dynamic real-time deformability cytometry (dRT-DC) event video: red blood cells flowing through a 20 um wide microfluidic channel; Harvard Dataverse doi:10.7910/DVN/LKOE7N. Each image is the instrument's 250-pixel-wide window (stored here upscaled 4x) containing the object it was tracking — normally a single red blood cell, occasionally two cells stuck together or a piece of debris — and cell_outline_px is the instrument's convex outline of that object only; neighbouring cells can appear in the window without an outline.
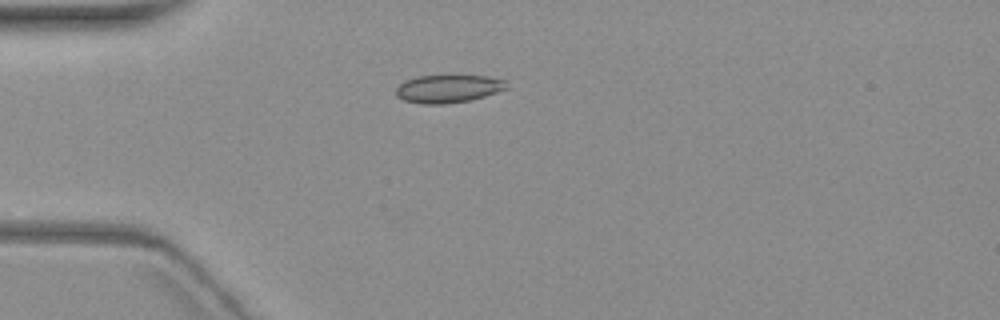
{"species": "common noctule bat (a hibernating species)", "species_latin": "Nyctalus noctula", "temperature_condition": "warm", "stored_images_in_passage": 4, "camera_frame_rate_fps": 3000, "um_per_image_px": 0.085, "animal": {"sex": "female", "body_mass_g": 19.3, "forearm_length_mm": 54.1}, "frame": {"image": 1, "passage_image": 4, "time_ms": 3.667, "image_size_px": [1000, 320], "cell_outline_px": [[508, 88], [472, 100], [444, 104], [420, 104], [404, 100], [396, 96], [396, 88], [404, 80], [416, 76], [452, 72], [488, 76], [504, 80]], "centroid_in_image_um": [38.08, 7.48], "position_along_channel_um": 46.9, "area_um2": 19.02}}